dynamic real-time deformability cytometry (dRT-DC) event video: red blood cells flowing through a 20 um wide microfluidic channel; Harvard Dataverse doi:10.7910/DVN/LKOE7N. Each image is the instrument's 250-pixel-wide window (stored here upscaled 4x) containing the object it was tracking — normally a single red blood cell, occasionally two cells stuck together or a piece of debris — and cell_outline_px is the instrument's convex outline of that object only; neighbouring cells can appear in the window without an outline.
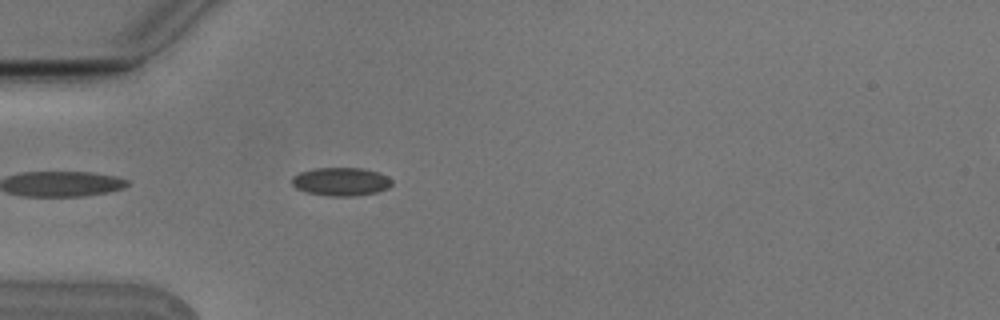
{"species": "Egyptian fruit bat (a non-hibernating species)", "species_latin": "Rousettus aegyptiacus", "temperature_condition": "cold", "stored_images_in_passage": 5, "camera_frame_rate_fps": 3000, "um_per_image_px": 0.085, "animal": {"sex": "male"}, "frame": {"image": 1, "passage_image": 5, "time_ms": 1.333, "image_size_px": [1000, 320], "cell_outline_px": [[392, 184], [388, 188], [376, 192], [356, 196], [328, 196], [308, 192], [296, 188], [292, 184], [292, 176], [300, 172], [316, 168], [360, 168], [376, 172], [388, 176], [392, 180]], "centroid_in_image_um": [28.98, 15.44], "position_along_channel_um": 56.0, "area_um2": 16.42}}